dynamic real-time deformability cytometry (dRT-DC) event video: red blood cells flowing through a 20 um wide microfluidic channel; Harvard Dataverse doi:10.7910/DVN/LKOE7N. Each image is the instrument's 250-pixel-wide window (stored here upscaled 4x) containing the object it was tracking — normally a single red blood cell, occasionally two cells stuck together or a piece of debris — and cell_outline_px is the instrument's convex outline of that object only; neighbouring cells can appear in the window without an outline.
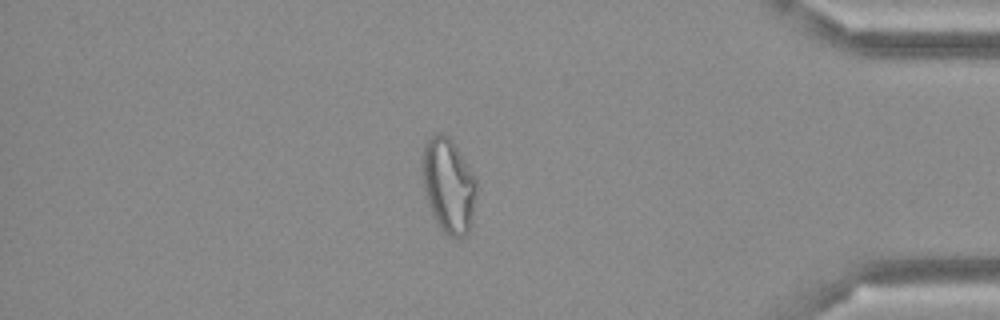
{"species": "Egyptian fruit bat (a non-hibernating species)", "species_latin": "Rousettus aegyptiacus", "temperature_condition": "cold", "stored_images_in_passage": 50, "camera_frame_rate_fps": 3000, "um_per_image_px": 0.085, "frame": {"image": 1, "passage_image": 43, "time_ms": 14.0, "image_size_px": [1000, 320], "cell_outline_px": [[476, 196], [472, 220], [468, 232], [460, 240], [456, 240], [448, 236], [440, 228], [428, 204], [424, 192], [420, 168], [420, 156], [428, 136], [436, 132], [444, 132], [452, 140], [476, 176]], "centroid_in_image_um": [38.09, 15.73], "position_along_channel_um": 397.1, "area_um2": 30.87}}